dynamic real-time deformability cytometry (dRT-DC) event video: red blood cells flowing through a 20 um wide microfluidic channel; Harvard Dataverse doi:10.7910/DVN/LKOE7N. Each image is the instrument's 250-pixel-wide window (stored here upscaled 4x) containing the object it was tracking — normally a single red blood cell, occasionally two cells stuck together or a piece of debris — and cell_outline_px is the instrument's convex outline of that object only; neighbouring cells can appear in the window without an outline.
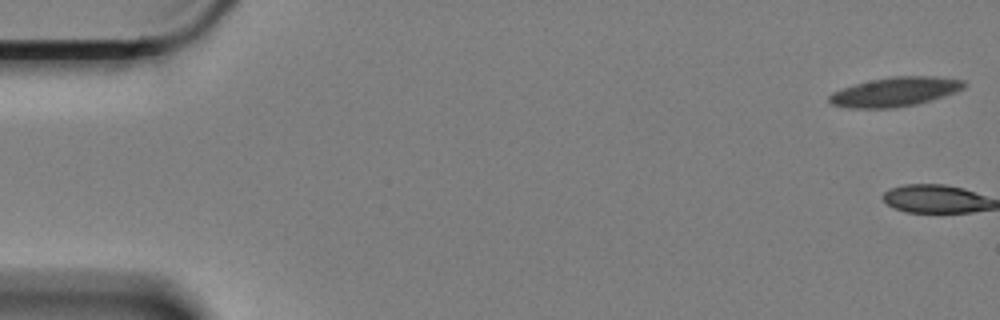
{"species": "Egyptian fruit bat (a non-hibernating species)", "species_latin": "Rousettus aegyptiacus", "temperature_condition": "cold", "stored_images_in_passage": 5, "camera_frame_rate_fps": 3000, "um_per_image_px": 0.085, "animal": {"sex": "female"}, "frame": {"image": 1, "passage_image": 1, "time_ms": 0.0, "image_size_px": [1000, 320], "cell_outline_px": [[968, 84], [964, 88], [956, 92], [916, 104], [892, 108], [848, 108], [832, 104], [828, 100], [828, 96], [832, 92], [856, 84], [872, 80], [892, 76], [932, 76], [964, 80]], "centroid_in_image_um": [76.09, 7.8], "position_along_channel_um": 8.9, "area_um2": 22.83}}